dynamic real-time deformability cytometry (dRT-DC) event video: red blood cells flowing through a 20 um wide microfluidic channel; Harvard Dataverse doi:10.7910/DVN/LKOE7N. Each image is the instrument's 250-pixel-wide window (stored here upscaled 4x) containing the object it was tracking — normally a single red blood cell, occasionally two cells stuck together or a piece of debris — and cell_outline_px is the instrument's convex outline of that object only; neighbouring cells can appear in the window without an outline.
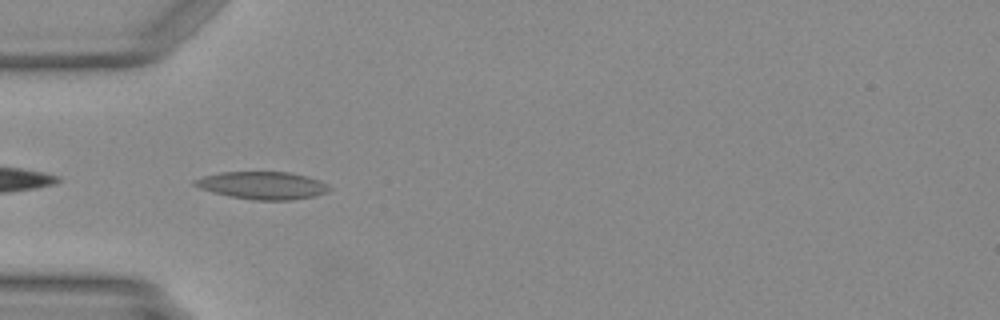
{"species": "Egyptian fruit bat (a non-hibernating species)", "species_latin": "Rousettus aegyptiacus", "temperature_condition": "warm", "stored_images_in_passage": 30, "camera_frame_rate_fps": 3000, "um_per_image_px": 0.085, "animal": {"sex": "female"}, "frame": {"image": 1, "passage_image": 1, "time_ms": 0.0, "image_size_px": [1000, 320], "cell_outline_px": [[328, 188], [324, 192], [312, 196], [288, 200], [256, 200], [228, 196], [200, 188], [192, 184], [192, 180], [204, 176], [220, 172], [288, 172], [320, 180]], "centroid_in_image_um": [22.21, 15.75], "position_along_channel_um": 62.8, "area_um2": 21.15}}